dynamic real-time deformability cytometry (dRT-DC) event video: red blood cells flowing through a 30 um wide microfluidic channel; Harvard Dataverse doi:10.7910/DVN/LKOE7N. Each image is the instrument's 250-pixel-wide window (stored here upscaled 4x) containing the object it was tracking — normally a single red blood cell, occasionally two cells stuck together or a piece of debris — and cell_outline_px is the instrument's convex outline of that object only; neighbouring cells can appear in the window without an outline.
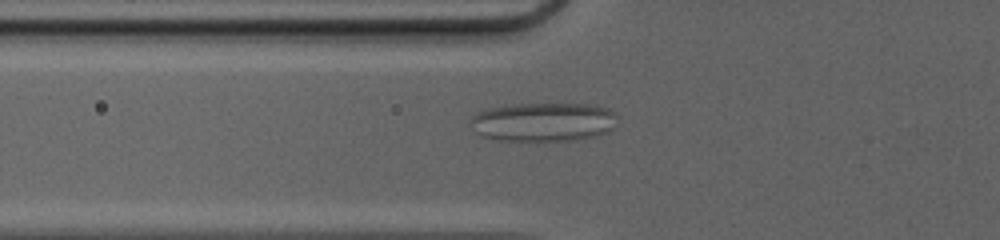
{"species": "common noctule bat (a hibernating species)", "species_latin": "Nyctalus noctula", "temperature_condition": "cold", "stored_images_in_passage": 38, "camera_frame_rate_fps": 3000, "um_per_image_px": 0.085, "animal": {"sex": "female", "body_mass_g": 20.0, "forearm_length_mm": 54.0}, "frame": {"image": 1, "passage_image": 6, "time_ms": 1.667, "image_size_px": [1000, 240], "cell_outline_px": [[612, 112], [608, 132], [576, 140], [500, 140], [484, 136], [476, 132], [472, 120], [472, 116], [488, 108], [512, 104], [596, 104]], "centroid_in_image_um": [46.12, 10.35], "position_along_channel_um": 79.7, "area_um2": 32.25}}
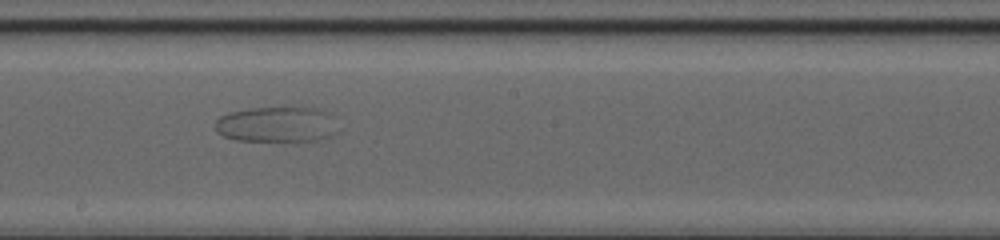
{"frame": {"image": 2, "passage_image": 17, "time_ms": 5.333, "image_size_px": [1000, 240], "cell_outline_px": [[328, 136], [316, 140], [236, 140], [224, 136], [216, 132], [216, 120], [220, 116], [232, 112], [252, 108], [320, 108], [328, 112]], "centroid_in_image_um": [23.33, 10.56], "position_along_channel_um": 224.9, "area_um2": 23.99}}
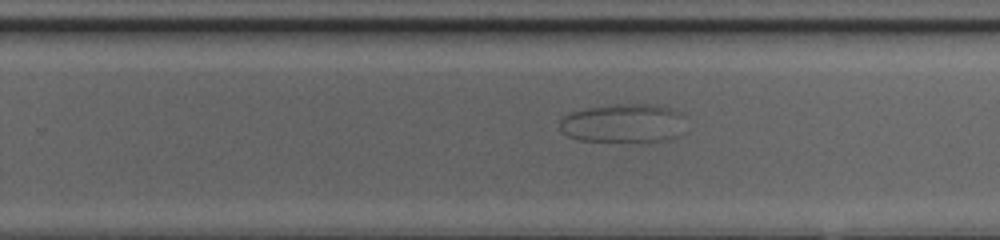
{"frame": {"image": 3, "passage_image": 21, "time_ms": 6.667, "image_size_px": [1000, 240], "cell_outline_px": [[676, 112], [660, 140], [580, 140], [568, 136], [560, 128], [560, 120], [564, 116], [572, 112], [588, 108], [612, 104], [660, 104]], "centroid_in_image_um": [52.56, 10.41], "position_along_channel_um": 277.2, "area_um2": 25.43}}